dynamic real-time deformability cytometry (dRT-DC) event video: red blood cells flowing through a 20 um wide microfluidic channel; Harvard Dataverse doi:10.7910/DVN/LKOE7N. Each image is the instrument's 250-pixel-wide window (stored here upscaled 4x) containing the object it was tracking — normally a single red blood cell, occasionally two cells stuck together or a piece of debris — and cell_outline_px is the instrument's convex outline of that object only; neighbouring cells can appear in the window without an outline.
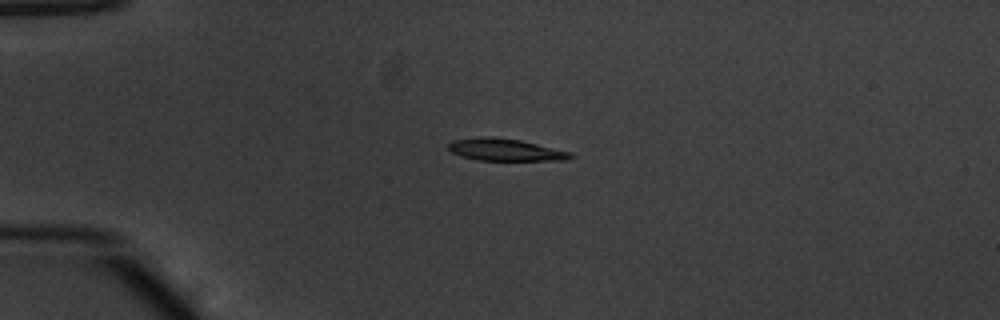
{"species": "common noctule bat (a hibernating species)", "species_latin": "Nyctalus noctula", "temperature_condition": "warm", "stored_images_in_passage": 41, "camera_frame_rate_fps": 3000, "um_per_image_px": 0.085, "animal": {"sex": "male", "body_mass_g": 20.1, "forearm_length_mm": 53.5}, "frame": {"image": 1, "passage_image": 1, "time_ms": 0.0, "image_size_px": [1000, 320], "cell_outline_px": [[576, 156], [568, 160], [476, 160], [460, 156], [452, 152], [448, 148], [448, 144], [452, 140], [488, 136], [492, 136], [520, 140], [572, 152]], "centroid_in_image_um": [42.97, 12.73], "position_along_channel_um": 42.0, "area_um2": 15.84}}
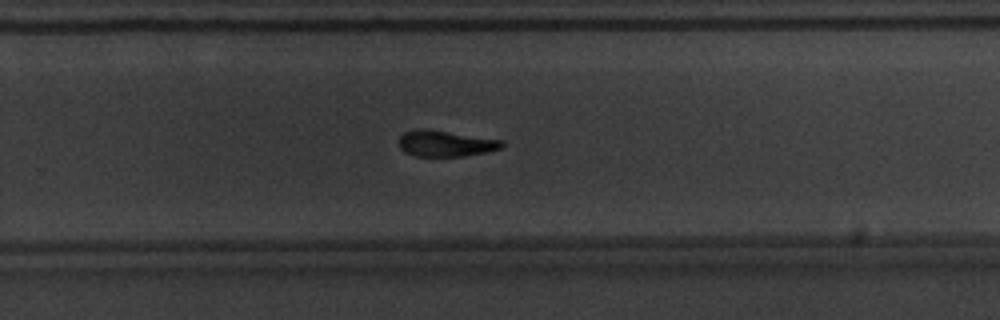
{"frame": {"image": 2, "passage_image": 23, "time_ms": 7.333, "image_size_px": [1000, 320], "cell_outline_px": [[504, 148], [484, 152], [460, 156], [416, 156], [404, 152], [400, 148], [400, 136], [404, 132], [416, 128], [428, 128], [504, 140]], "centroid_in_image_um": [37.88, 12.17], "position_along_channel_um": 291.9, "area_um2": 15.84}}
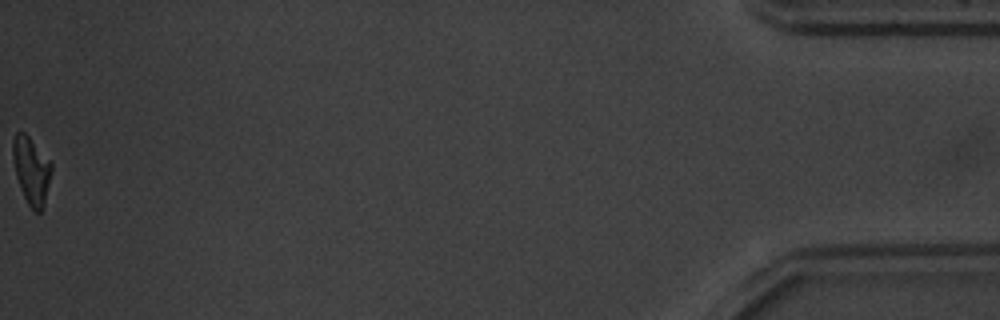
{"frame": {"image": 3, "passage_image": 41, "time_ms": 13.333, "image_size_px": [1000, 320], "cell_outline_px": [[52, 168], [44, 204], [40, 212], [36, 212], [28, 204], [20, 188], [16, 176], [12, 156], [12, 140], [16, 132], [24, 132], [28, 136], [52, 164]], "centroid_in_image_um": [2.64, 14.47], "position_along_channel_um": 432.6, "area_um2": 14.85}, "authors_computed_cell_mechanics": {"area_um2": 16.3574, "velocity_mm_per_s": 3.8498, "shape_relaxation_time_tau1_ms": 2.6935, "shape_relaxation_time_tau2_ms": 4.7884, "deformation_change_tau1": 0.1453, "deformation_change_tau2": 0.1465}}